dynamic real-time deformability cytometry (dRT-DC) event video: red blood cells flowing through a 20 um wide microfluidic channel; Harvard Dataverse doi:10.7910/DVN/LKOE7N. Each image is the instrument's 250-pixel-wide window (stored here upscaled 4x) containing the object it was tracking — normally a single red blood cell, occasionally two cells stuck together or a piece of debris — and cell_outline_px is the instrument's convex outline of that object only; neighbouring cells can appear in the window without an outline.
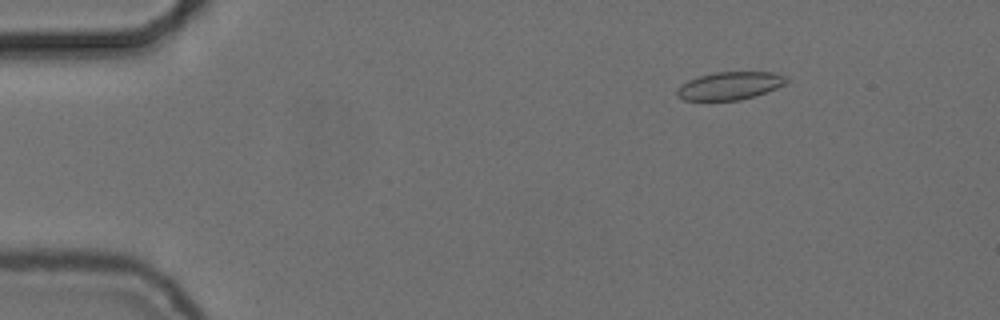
{"species": "common noctule bat (a hibernating species)", "species_latin": "Nyctalus noctula", "temperature_condition": "cold", "stored_images_in_passage": 53, "camera_frame_rate_fps": 3000, "um_per_image_px": 0.085, "animal": {"sex": "female", "body_mass_g": 24.6, "forearm_length_mm": 56.2}, "frame": {"image": 1, "passage_image": 5, "time_ms": 1.333, "image_size_px": [1000, 320], "cell_outline_px": [[788, 80], [784, 84], [776, 88], [740, 100], [684, 100], [676, 96], [676, 88], [680, 84], [688, 80], [700, 76], [716, 72], [772, 72], [788, 76]], "centroid_in_image_um": [62.0, 7.28], "position_along_channel_um": 23.0, "area_um2": 17.69}}
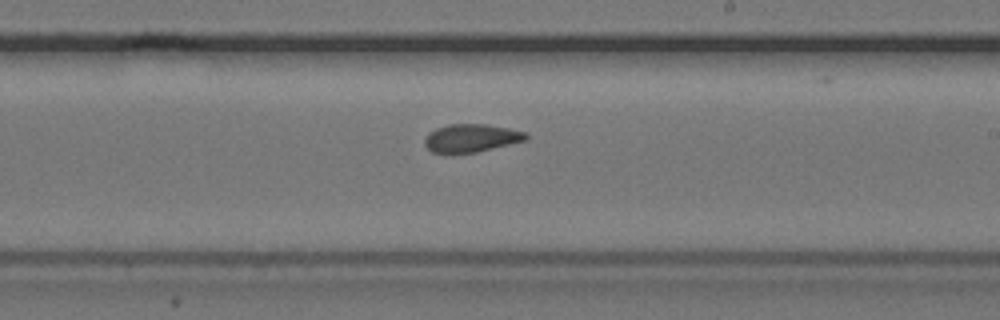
{"frame": {"image": 2, "passage_image": 30, "time_ms": 9.667, "image_size_px": [1000, 320], "cell_outline_px": [[528, 140], [476, 152], [452, 156], [432, 152], [424, 144], [424, 140], [428, 132], [436, 128], [448, 124], [488, 124], [508, 128], [524, 132], [528, 136]], "centroid_in_image_um": [40.0, 11.77], "position_along_channel_um": 249.0, "area_um2": 17.05}}
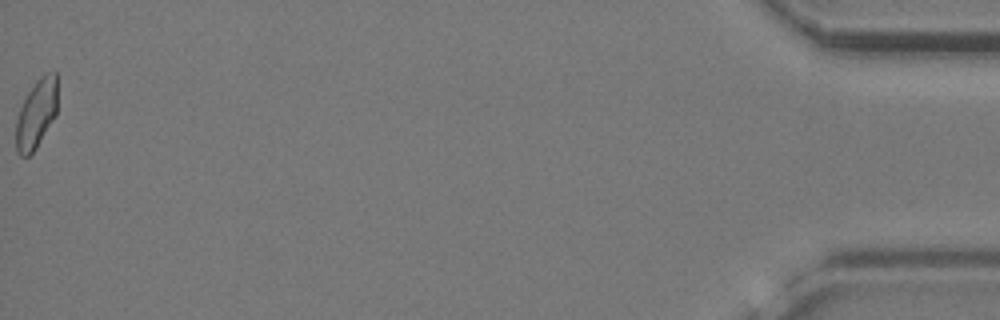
{"frame": {"image": 3, "passage_image": 53, "time_ms": 17.333, "image_size_px": [1000, 320], "cell_outline_px": [[56, 116], [36, 148], [28, 156], [20, 156], [16, 152], [16, 120], [20, 108], [28, 92], [36, 80], [44, 72], [56, 72]], "centroid_in_image_um": [3.08, 9.68], "position_along_channel_um": 432.1, "area_um2": 16.65}, "authors_computed_cell_mechanics": {"area_um2": 17.051, "velocity_mm_per_s": 3.7077, "shape_relaxation_time_tau1_ms": null, "shape_relaxation_time_tau2_ms": 2.4903, "deformation_change_tau1": null, "deformation_change_tau2": 0.0809}}